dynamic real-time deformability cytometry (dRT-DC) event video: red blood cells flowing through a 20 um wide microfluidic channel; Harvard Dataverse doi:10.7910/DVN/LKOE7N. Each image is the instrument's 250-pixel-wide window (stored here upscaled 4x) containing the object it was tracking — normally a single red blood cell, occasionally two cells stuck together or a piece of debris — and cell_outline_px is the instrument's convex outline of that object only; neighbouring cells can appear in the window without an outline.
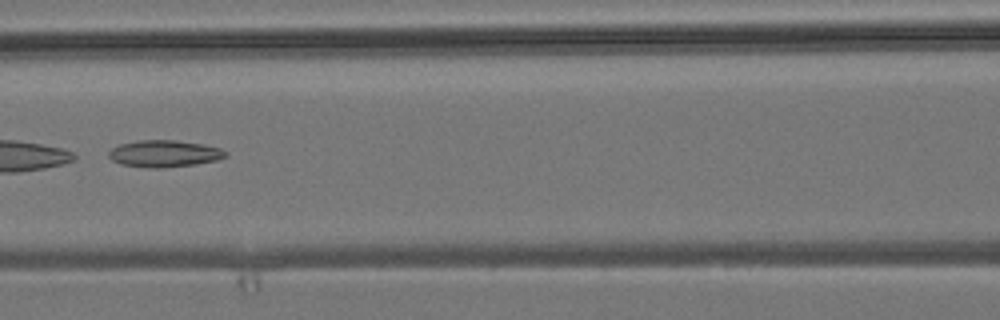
{"species": "common noctule bat (a hibernating species)", "species_latin": "Nyctalus noctula", "temperature_condition": "room temperature", "stored_images_in_passage": 7, "camera_frame_rate_fps": 3000, "um_per_image_px": 0.085, "animal": {"sex": "male", "body_mass_g": 19.2, "forearm_length_mm": 51.8}, "frame": {"image": 1, "passage_image": 7, "time_ms": 6.667, "image_size_px": [1000, 320], "cell_outline_px": [[228, 156], [216, 160], [196, 164], [160, 168], [152, 168], [120, 164], [112, 160], [108, 156], [108, 152], [112, 148], [120, 144], [140, 140], [176, 140], [204, 144], [220, 148], [228, 152]], "centroid_in_image_um": [13.98, 13.05], "position_along_channel_um": 152.6, "area_um2": 18.32}}